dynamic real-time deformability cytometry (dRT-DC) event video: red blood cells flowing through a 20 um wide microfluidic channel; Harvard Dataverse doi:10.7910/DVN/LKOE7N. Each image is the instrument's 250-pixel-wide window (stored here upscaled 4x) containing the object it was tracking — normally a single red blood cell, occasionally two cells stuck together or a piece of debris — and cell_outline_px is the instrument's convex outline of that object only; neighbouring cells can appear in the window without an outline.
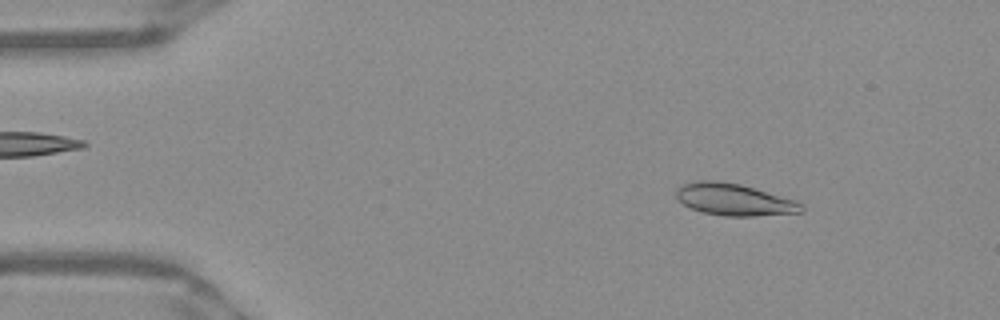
{"species": "Egyptian fruit bat (a non-hibernating species)", "species_latin": "Rousettus aegyptiacus", "temperature_condition": "warm", "stored_images_in_passage": 50, "camera_frame_rate_fps": 3000, "um_per_image_px": 0.085, "frame": {"image": 1, "passage_image": 6, "time_ms": 1.667, "image_size_px": [1000, 320], "cell_outline_px": [[804, 212], [756, 216], [724, 216], [700, 212], [684, 204], [676, 196], [676, 188], [680, 184], [696, 180], [716, 180], [740, 184], [796, 200], [804, 204]], "centroid_in_image_um": [62.4, 16.96], "position_along_channel_um": 22.6, "area_um2": 23.52}}
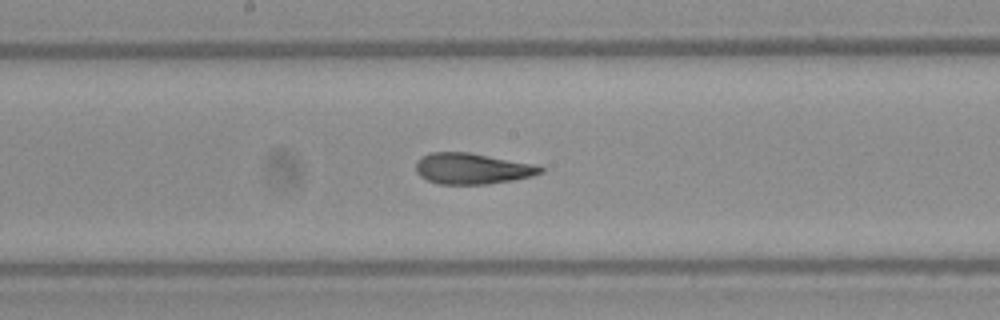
{"frame": {"image": 2, "passage_image": 26, "time_ms": 8.333, "image_size_px": [1000, 320], "cell_outline_px": [[544, 172], [532, 176], [512, 180], [488, 184], [440, 184], [428, 180], [420, 176], [416, 172], [416, 160], [432, 152], [468, 152], [532, 164], [544, 168]], "centroid_in_image_um": [40.12, 14.34], "position_along_channel_um": 208.1, "area_um2": 22.25}}
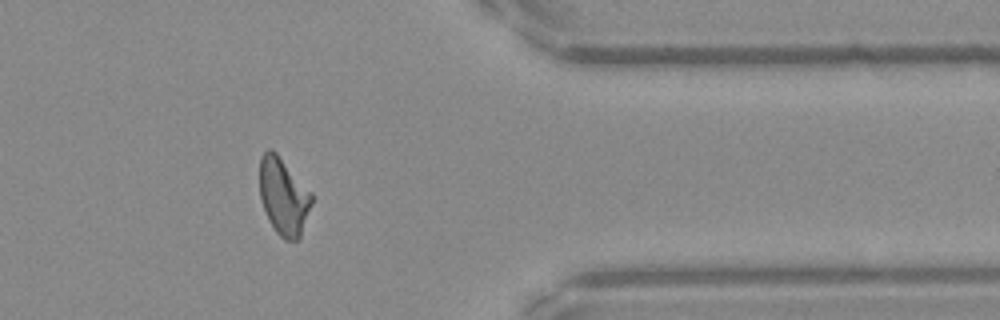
{"frame": {"image": 3, "passage_image": 41, "time_ms": 13.333, "image_size_px": [1000, 320], "cell_outline_px": [[312, 204], [300, 240], [284, 240], [276, 232], [268, 220], [260, 196], [260, 156], [268, 148], [272, 148], [276, 152], [312, 192]], "centroid_in_image_um": [24.11, 16.7], "position_along_channel_um": 387.3, "area_um2": 23.58}, "authors_computed_cell_mechanics": {"area_um2": 23.0333, "velocity_mm_per_s": 3.9446, "shape_relaxation_time_tau1_ms": 7.002, "shape_relaxation_time_tau2_ms": 2.2674, "deformation_change_tau1": 0.2135, "deformation_change_tau2": 0.0828}}